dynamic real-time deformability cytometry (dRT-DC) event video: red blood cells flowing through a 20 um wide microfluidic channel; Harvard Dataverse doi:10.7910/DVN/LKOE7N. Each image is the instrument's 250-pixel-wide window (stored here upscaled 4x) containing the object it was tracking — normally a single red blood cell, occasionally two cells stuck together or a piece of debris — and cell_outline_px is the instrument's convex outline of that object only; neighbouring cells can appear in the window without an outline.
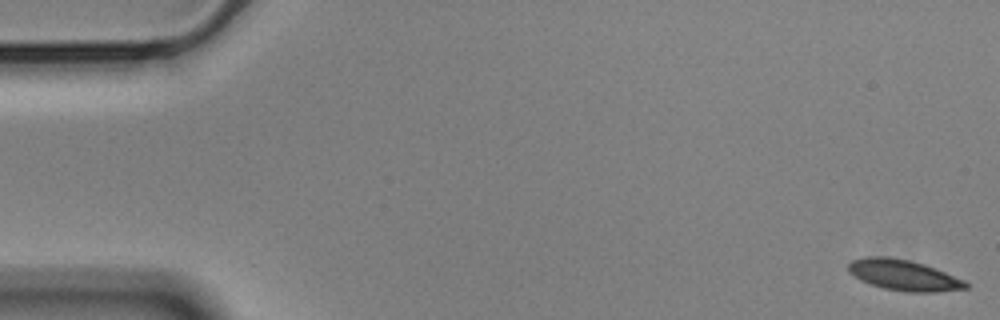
{"species": "Egyptian fruit bat (a non-hibernating species)", "species_latin": "Rousettus aegyptiacus", "temperature_condition": "cold", "stored_images_in_passage": 56, "camera_frame_rate_fps": 3000, "um_per_image_px": 0.085, "animal": {"sex": "male"}, "frame": {"image": 1, "passage_image": 1, "time_ms": 0.0, "image_size_px": [1000, 320], "cell_outline_px": [[968, 288], [936, 292], [908, 292], [884, 288], [860, 280], [848, 272], [848, 264], [852, 260], [864, 256], [888, 256], [908, 260], [924, 264], [964, 280], [968, 284]], "centroid_in_image_um": [76.78, 23.38], "position_along_channel_um": 8.2, "area_um2": 20.92}}
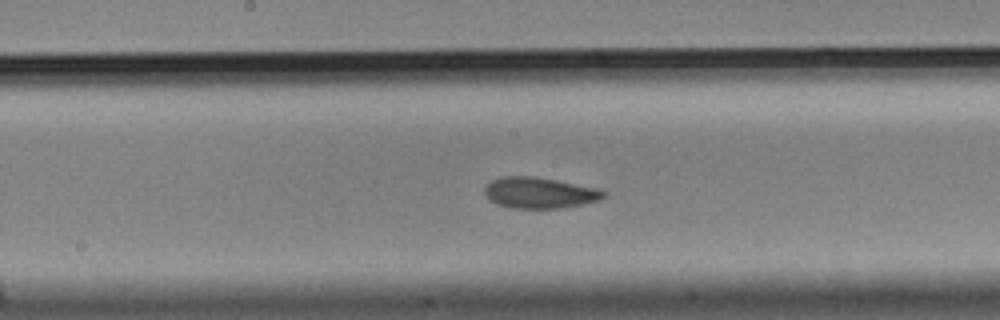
{"frame": {"image": 2, "passage_image": 29, "time_ms": 9.333, "image_size_px": [1000, 320], "cell_outline_px": [[604, 196], [600, 200], [584, 204], [560, 208], [512, 208], [496, 204], [484, 192], [484, 188], [492, 180], [504, 176], [532, 176], [556, 180], [596, 188], [604, 192]], "centroid_in_image_um": [45.85, 16.39], "position_along_channel_um": 202.4, "area_um2": 21.21}}
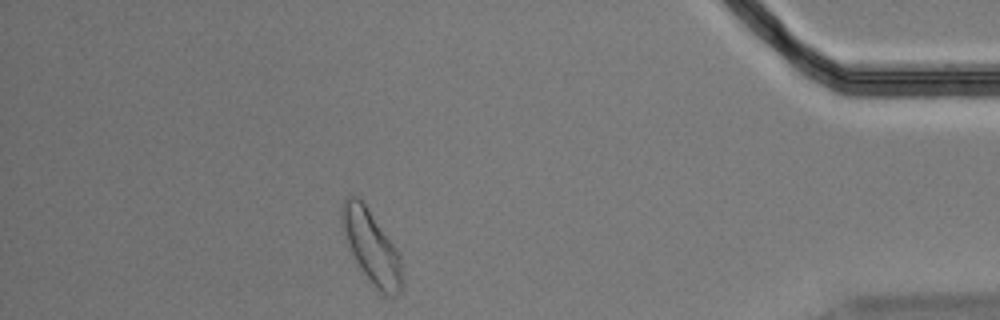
{"frame": {"image": 3, "passage_image": 50, "time_ms": 16.333, "image_size_px": [1000, 320], "cell_outline_px": [[400, 292], [392, 300], [384, 296], [372, 288], [348, 248], [340, 220], [340, 204], [344, 196], [356, 196], [364, 204], [400, 252]], "centroid_in_image_um": [31.53, 21.02], "position_along_channel_um": 403.7, "area_um2": 26.01}, "authors_computed_cell_mechanics": {"area_um2": 21.386, "velocity_mm_per_s": 3.5301, "shape_relaxation_time_tau1_ms": 3.7705, "shape_relaxation_time_tau2_ms": 2.5913, "deformation_change_tau1": 0.1048, "deformation_change_tau2": 0.0712}}